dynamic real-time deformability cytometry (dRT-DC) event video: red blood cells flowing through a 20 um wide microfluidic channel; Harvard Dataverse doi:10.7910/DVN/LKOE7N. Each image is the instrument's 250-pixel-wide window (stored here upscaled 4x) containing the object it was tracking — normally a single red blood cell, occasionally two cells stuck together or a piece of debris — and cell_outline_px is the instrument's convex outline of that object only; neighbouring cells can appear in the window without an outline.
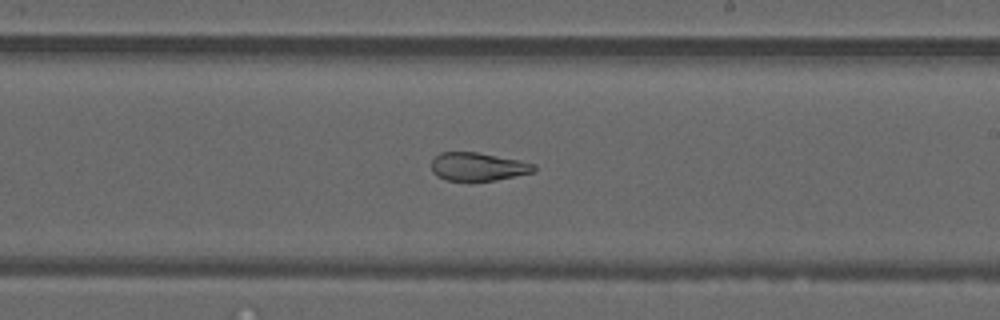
{"species": "common noctule bat (a hibernating species)", "species_latin": "Nyctalus noctula", "temperature_condition": "warm", "stored_images_in_passage": 51, "camera_frame_rate_fps": 3000, "um_per_image_px": 0.085, "animal": {"sex": "male", "forearm_length_mm": 52.5}, "frame": {"image": 1, "passage_image": 30, "time_ms": 9.667, "image_size_px": [1000, 320], "cell_outline_px": [[536, 168], [532, 172], [496, 180], [444, 180], [436, 176], [432, 172], [432, 160], [440, 152], [476, 152], [520, 160], [536, 164]], "centroid_in_image_um": [40.61, 14.16], "position_along_channel_um": 248.4, "area_um2": 16.76}, "authors_computed_cell_mechanics": {"area_um2": 22.9466, "velocity_mm_per_s": 4.0178, "shape_relaxation_time_tau1_ms": null, "shape_relaxation_time_tau2_ms": 1.6196, "deformation_change_tau1": null, "deformation_change_tau2": 0.0817}}